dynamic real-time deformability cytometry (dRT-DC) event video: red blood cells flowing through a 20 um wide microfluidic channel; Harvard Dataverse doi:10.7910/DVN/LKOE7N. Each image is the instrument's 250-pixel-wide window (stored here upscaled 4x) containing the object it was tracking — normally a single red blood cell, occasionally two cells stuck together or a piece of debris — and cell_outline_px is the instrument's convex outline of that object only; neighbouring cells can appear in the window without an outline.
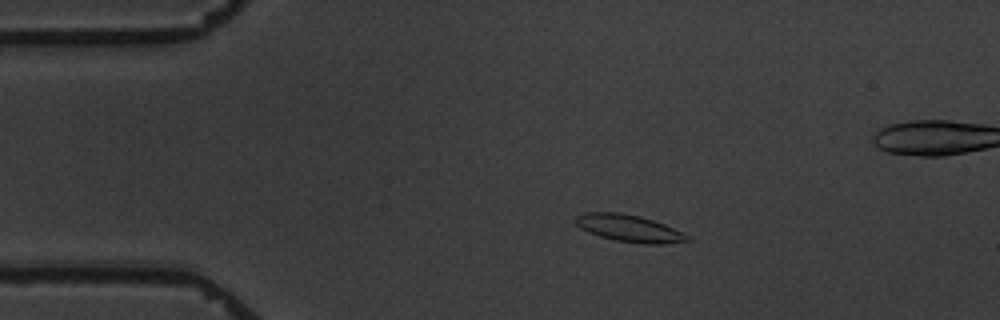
{"species": "common noctule bat (a hibernating species)", "species_latin": "Nyctalus noctula", "temperature_condition": "warm", "stored_images_in_passage": 6, "camera_frame_rate_fps": 3000, "um_per_image_px": 0.085, "animal": {"sex": "male", "body_mass_g": 19.5, "forearm_length_mm": 54.6}, "frame": {"image": 1, "passage_image": 3, "time_ms": 2.333, "image_size_px": [1000, 320], "cell_outline_px": [[692, 240], [664, 244], [644, 244], [616, 240], [600, 236], [588, 232], [580, 228], [576, 224], [576, 216], [584, 212], [616, 212], [640, 216], [664, 224], [688, 236]], "centroid_in_image_um": [53.45, 19.4], "position_along_channel_um": 31.6, "area_um2": 17.4}}
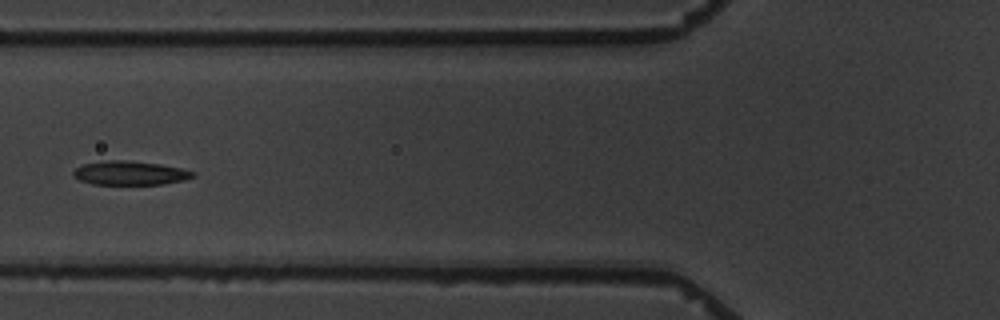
{"frame": {"image": 2, "passage_image": 6, "time_ms": 6.0, "image_size_px": [1000, 320], "cell_outline_px": [[196, 176], [184, 180], [164, 184], [92, 184], [80, 180], [72, 176], [72, 172], [76, 168], [84, 164], [108, 160], [124, 160], [160, 164], [180, 168], [196, 172]], "centroid_in_image_um": [11.06, 14.71], "position_along_channel_um": 114.7, "area_um2": 16.65}}